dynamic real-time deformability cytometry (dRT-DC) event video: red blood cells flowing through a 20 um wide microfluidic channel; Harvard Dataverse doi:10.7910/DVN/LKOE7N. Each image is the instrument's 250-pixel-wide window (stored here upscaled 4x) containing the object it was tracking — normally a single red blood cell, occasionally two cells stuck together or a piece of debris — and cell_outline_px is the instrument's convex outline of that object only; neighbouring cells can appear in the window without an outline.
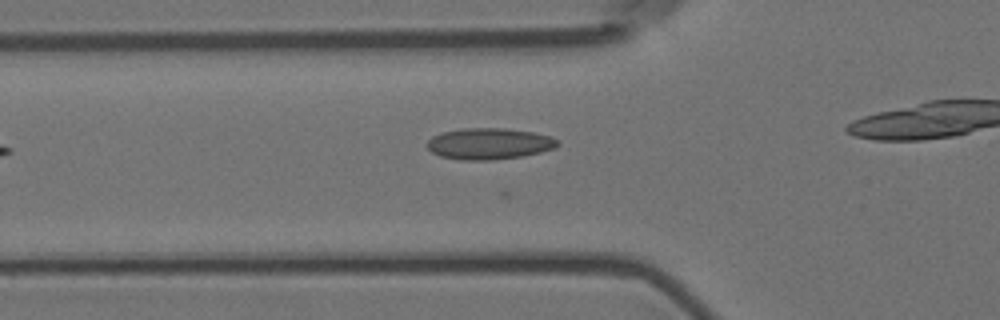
{"species": "Egyptian fruit bat (a non-hibernating species)", "species_latin": "Rousettus aegyptiacus", "temperature_condition": "room temperature", "stored_images_in_passage": 19, "camera_frame_rate_fps": 3000, "um_per_image_px": 0.085, "animal": {"sex": "female"}, "frame": {"image": 1, "passage_image": 4, "time_ms": 1.0, "image_size_px": [1000, 320], "cell_outline_px": [[560, 144], [556, 148], [540, 152], [520, 156], [492, 160], [460, 160], [440, 156], [432, 152], [428, 148], [428, 140], [432, 136], [444, 132], [464, 128], [504, 128], [532, 132], [548, 136], [560, 140]], "centroid_in_image_um": [41.59, 12.22], "position_along_channel_um": 84.2, "area_um2": 23.7}}
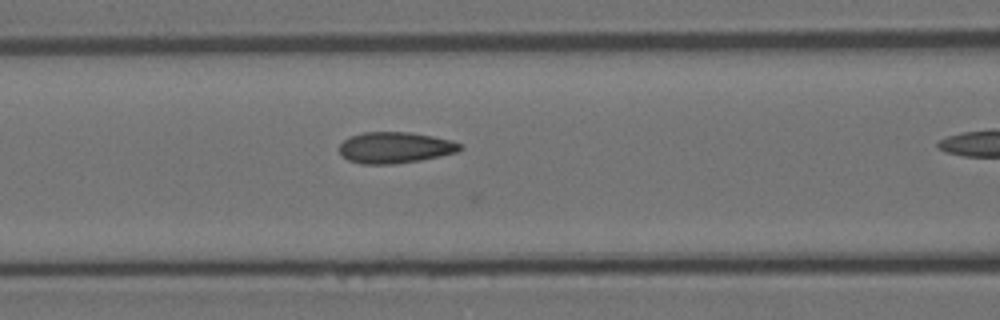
{"frame": {"image": 2, "passage_image": 8, "time_ms": 2.333, "image_size_px": [1000, 320], "cell_outline_px": [[464, 148], [456, 152], [440, 156], [420, 160], [392, 164], [364, 164], [348, 160], [340, 152], [340, 144], [344, 140], [352, 136], [364, 132], [408, 132], [432, 136], [452, 140], [460, 144]], "centroid_in_image_um": [33.6, 12.54], "position_along_channel_um": 133.0, "area_um2": 21.73}}
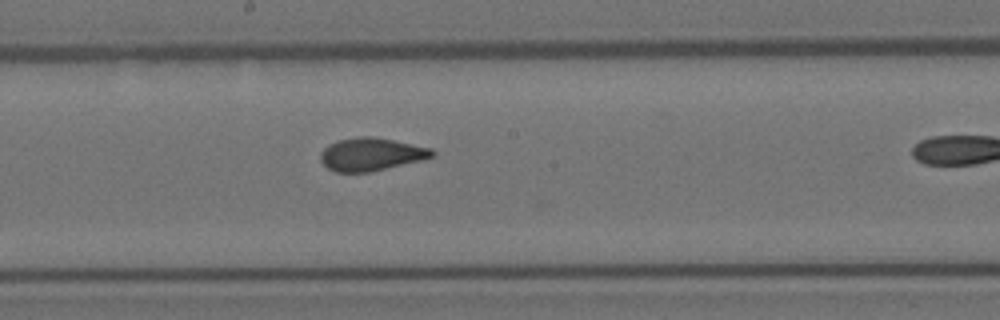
{"frame": {"image": 3, "passage_image": 15, "time_ms": 4.667, "image_size_px": [1000, 320], "cell_outline_px": [[436, 152], [432, 156], [420, 160], [372, 172], [336, 172], [328, 168], [320, 160], [320, 152], [328, 144], [336, 140], [360, 136], [372, 136], [432, 148]], "centroid_in_image_um": [31.51, 13.11], "position_along_channel_um": 216.7, "area_um2": 21.39}}